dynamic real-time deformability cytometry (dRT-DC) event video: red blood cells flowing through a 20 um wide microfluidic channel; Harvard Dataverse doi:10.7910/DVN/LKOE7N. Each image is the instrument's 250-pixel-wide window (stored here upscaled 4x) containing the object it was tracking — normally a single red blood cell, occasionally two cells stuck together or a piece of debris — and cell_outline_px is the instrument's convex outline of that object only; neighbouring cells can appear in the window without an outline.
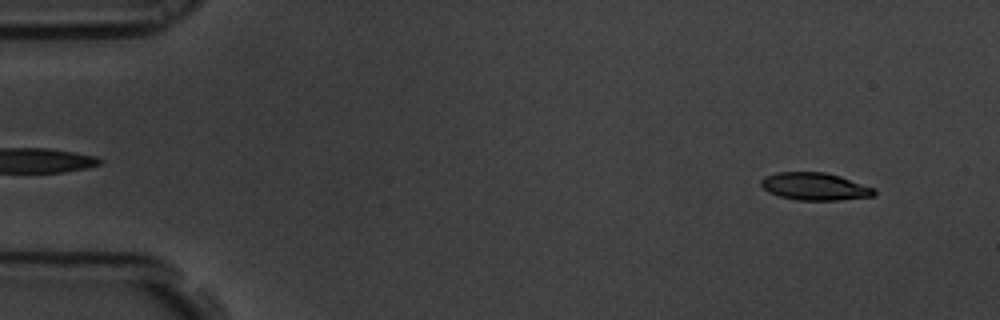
{"species": "common noctule bat (a hibernating species)", "species_latin": "Nyctalus noctula", "temperature_condition": "room temperature", "stored_images_in_passage": 6, "camera_frame_rate_fps": 3000, "um_per_image_px": 0.085, "animal": {"sex": "male", "body_mass_g": 19.5, "forearm_length_mm": 54.6}, "frame": {"image": 1, "passage_image": 1, "time_ms": 0.0, "image_size_px": [1000, 320], "cell_outline_px": [[876, 192], [872, 196], [840, 200], [796, 200], [780, 196], [768, 192], [760, 184], [760, 180], [764, 176], [776, 172], [824, 172], [840, 176], [876, 188]], "centroid_in_image_um": [69.25, 15.84], "position_along_channel_um": 15.8, "area_um2": 18.21}}
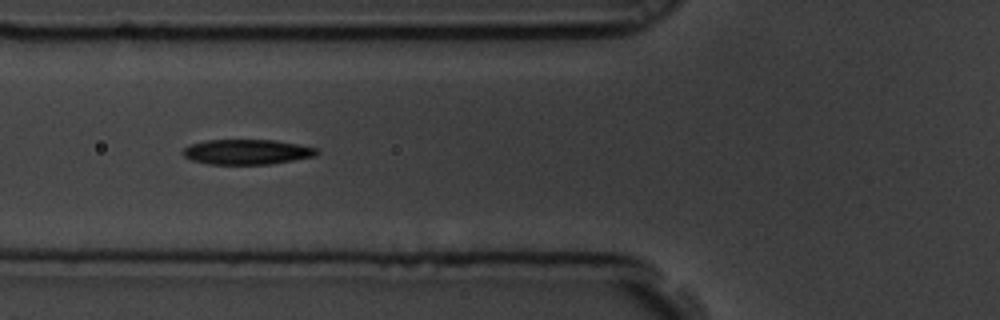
{"frame": {"image": 2, "passage_image": 5, "time_ms": 1.333, "image_size_px": [1000, 320], "cell_outline_px": [[320, 152], [316, 156], [272, 164], [208, 164], [192, 160], [184, 156], [180, 152], [188, 144], [208, 140], [276, 140], [316, 148]], "centroid_in_image_um": [20.97, 12.91], "position_along_channel_um": 104.8, "area_um2": 19.65}}
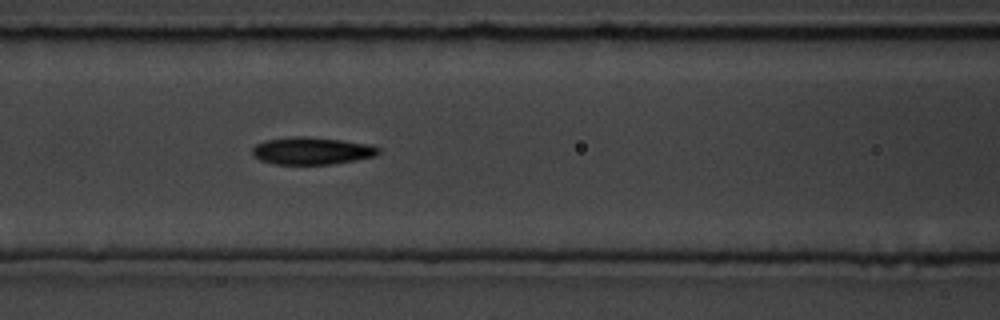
{"frame": {"image": 3, "passage_image": 6, "time_ms": 1.667, "image_size_px": [1000, 320], "cell_outline_px": [[380, 152], [376, 156], [356, 160], [332, 164], [272, 164], [260, 160], [252, 156], [252, 148], [256, 144], [264, 140], [292, 136], [304, 136], [340, 140], [372, 144], [380, 148]], "centroid_in_image_um": [26.49, 12.82], "position_along_channel_um": 140.1, "area_um2": 20.35}}